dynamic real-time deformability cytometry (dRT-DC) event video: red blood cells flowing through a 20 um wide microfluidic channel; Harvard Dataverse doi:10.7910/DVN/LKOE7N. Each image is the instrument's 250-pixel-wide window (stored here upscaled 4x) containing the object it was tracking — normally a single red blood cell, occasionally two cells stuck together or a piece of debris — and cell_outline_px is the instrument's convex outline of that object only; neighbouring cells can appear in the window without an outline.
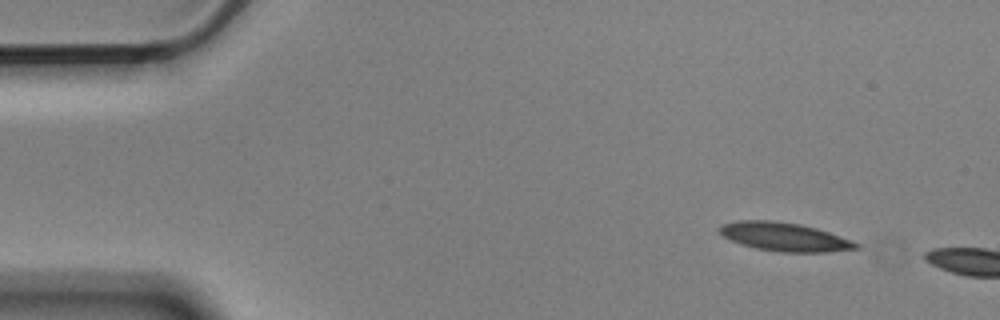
{"species": "Egyptian fruit bat (a non-hibernating species)", "species_latin": "Rousettus aegyptiacus", "temperature_condition": "cold", "stored_images_in_passage": 2, "camera_frame_rate_fps": 3000, "um_per_image_px": 0.085, "animal": {"sex": "male"}, "frame": {"image": 1, "passage_image": 1, "time_ms": 0.0, "image_size_px": [1000, 320], "cell_outline_px": [[860, 248], [828, 252], [780, 252], [756, 248], [740, 244], [724, 236], [720, 232], [720, 228], [724, 224], [736, 220], [768, 220], [800, 224], [816, 228], [852, 240], [860, 244]], "centroid_in_image_um": [66.71, 20.14], "position_along_channel_um": 18.3, "area_um2": 22.54}}